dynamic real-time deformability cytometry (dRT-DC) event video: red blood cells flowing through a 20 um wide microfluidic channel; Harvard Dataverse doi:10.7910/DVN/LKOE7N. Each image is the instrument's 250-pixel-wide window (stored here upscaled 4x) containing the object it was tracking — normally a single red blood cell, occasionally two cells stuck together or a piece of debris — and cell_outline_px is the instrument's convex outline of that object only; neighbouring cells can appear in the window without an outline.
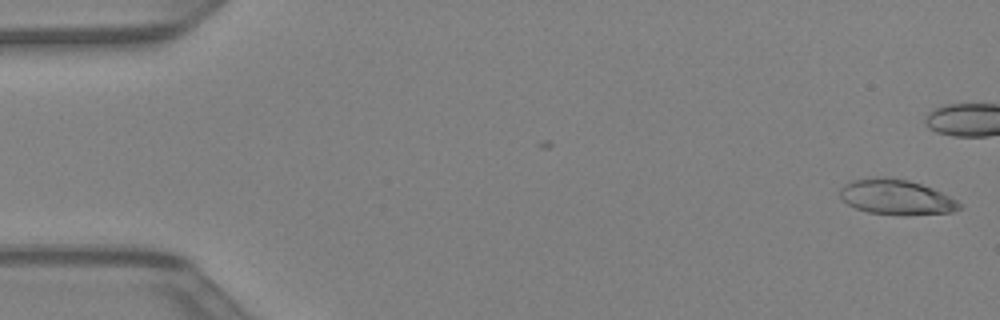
{"species": "Egyptian fruit bat (a non-hibernating species)", "species_latin": "Rousettus aegyptiacus", "temperature_condition": "warm", "stored_images_in_passage": 2, "camera_frame_rate_fps": 3000, "um_per_image_px": 0.085, "animal": {"sex": "female"}, "frame": {"image": 1, "passage_image": 2, "time_ms": 0.333, "image_size_px": [1000, 320], "cell_outline_px": [[964, 204], [960, 208], [952, 212], [868, 212], [856, 208], [848, 204], [840, 196], [840, 188], [844, 184], [852, 180], [876, 176], [888, 176], [908, 180], [932, 188]], "centroid_in_image_um": [76.12, 16.68], "position_along_channel_um": 8.9, "area_um2": 23.47}}